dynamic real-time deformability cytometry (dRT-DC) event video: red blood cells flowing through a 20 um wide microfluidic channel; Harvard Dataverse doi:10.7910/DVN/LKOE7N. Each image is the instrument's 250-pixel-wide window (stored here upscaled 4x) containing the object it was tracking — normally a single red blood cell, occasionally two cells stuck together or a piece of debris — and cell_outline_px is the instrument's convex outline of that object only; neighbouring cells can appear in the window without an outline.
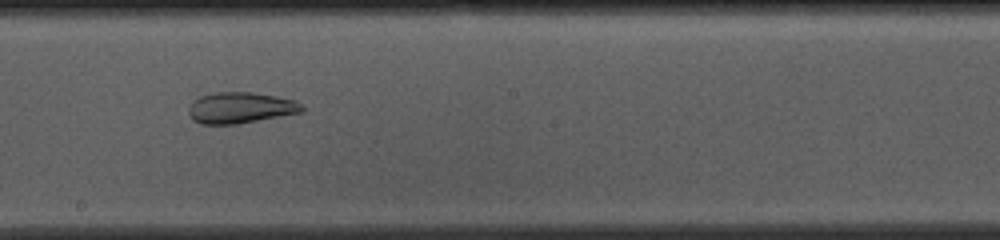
{"species": "common noctule bat (a hibernating species)", "species_latin": "Nyctalus noctula", "temperature_condition": "cold", "stored_images_in_passage": 53, "camera_frame_rate_fps": 3000, "um_per_image_px": 0.085, "animal": {"sex": "female", "body_mass_g": 10.0, "forearm_length_mm": 53.1}, "frame": {"image": 1, "passage_image": 28, "time_ms": 9.0, "image_size_px": [1000, 240], "cell_outline_px": [[304, 112], [236, 124], [200, 124], [192, 120], [188, 112], [188, 108], [192, 100], [200, 96], [216, 92], [252, 92], [276, 96], [296, 100], [304, 104]], "centroid_in_image_um": [20.45, 9.16], "position_along_channel_um": 227.8, "area_um2": 20.81}}
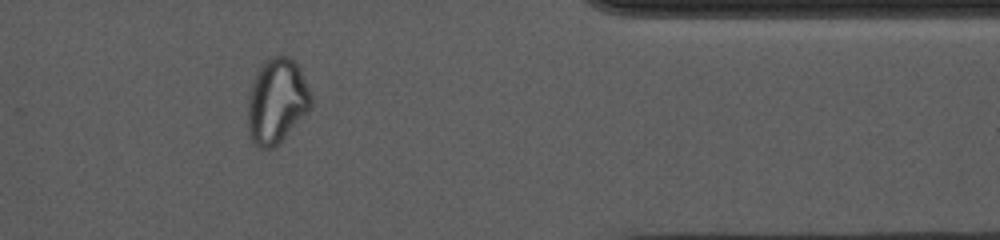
{"frame": {"image": 2, "passage_image": 43, "time_ms": 14.0, "image_size_px": [1000, 240], "cell_outline_px": [[312, 104], [276, 148], [260, 148], [248, 136], [248, 96], [252, 80], [264, 60], [280, 52], [288, 56], [300, 68], [312, 96]], "centroid_in_image_um": [23.5, 8.56], "position_along_channel_um": 387.9, "area_um2": 31.5}}
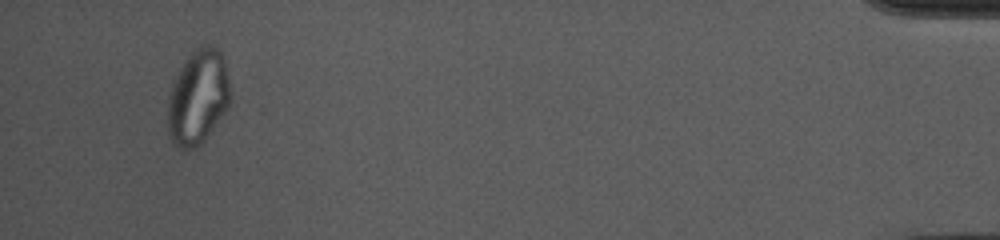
{"frame": {"image": 3, "passage_image": 50, "time_ms": 16.333, "image_size_px": [1000, 240], "cell_outline_px": [[228, 108], [204, 140], [196, 148], [180, 148], [168, 136], [168, 96], [172, 84], [180, 68], [188, 56], [200, 44], [212, 44], [220, 52], [224, 60], [228, 80]], "centroid_in_image_um": [16.8, 8.25], "position_along_channel_um": 418.4, "area_um2": 34.1}, "authors_computed_cell_mechanics": {"area_um2": 28.4376, "velocity_mm_per_s": 3.6869, "shape_relaxation_time_tau1_ms": null, "shape_relaxation_time_tau2_ms": 1.737, "deformation_change_tau1": null, "deformation_change_tau2": 0.0704}}